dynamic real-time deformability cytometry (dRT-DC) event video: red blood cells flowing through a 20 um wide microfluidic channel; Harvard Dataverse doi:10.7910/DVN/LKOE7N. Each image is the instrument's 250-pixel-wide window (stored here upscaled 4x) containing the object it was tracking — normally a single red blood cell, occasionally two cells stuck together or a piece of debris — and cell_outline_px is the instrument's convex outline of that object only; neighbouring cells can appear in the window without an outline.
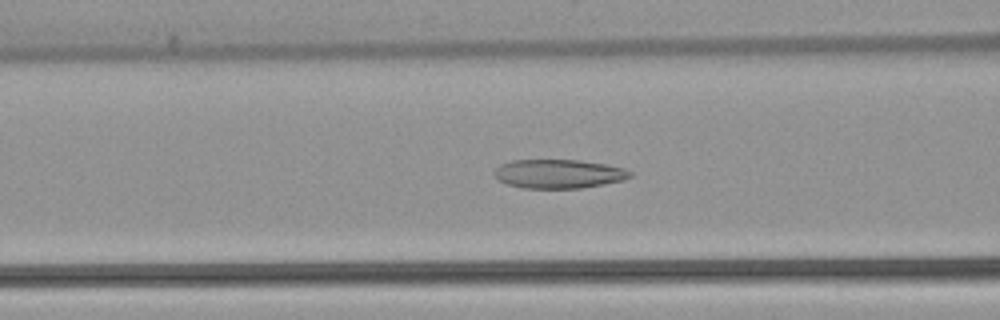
{"species": "common noctule bat (a hibernating species)", "species_latin": "Nyctalus noctula", "temperature_condition": "warm", "stored_images_in_passage": 46, "camera_frame_rate_fps": 3000, "um_per_image_px": 0.085, "animal": {"sex": "female", "body_mass_g": 22.7, "forearm_length_mm": 54.2}, "frame": {"image": 1, "passage_image": 15, "time_ms": 4.667, "image_size_px": [1000, 320], "cell_outline_px": [[632, 176], [624, 180], [604, 184], [580, 188], [524, 188], [508, 184], [500, 180], [492, 172], [500, 164], [512, 160], [580, 160], [608, 164], [624, 168], [632, 172]], "centroid_in_image_um": [47.51, 14.77], "position_along_channel_um": 119.1, "area_um2": 22.95}}
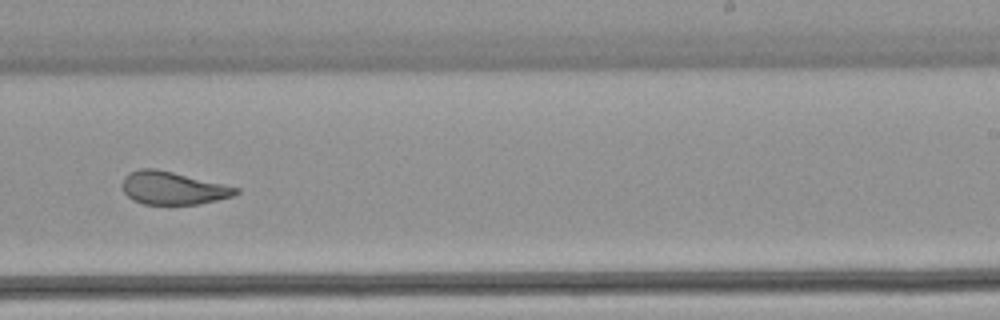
{"frame": {"image": 2, "passage_image": 27, "time_ms": 8.667, "image_size_px": [1000, 320], "cell_outline_px": [[240, 192], [232, 196], [216, 200], [196, 204], [144, 204], [132, 200], [124, 192], [120, 184], [124, 176], [140, 168], [156, 168], [240, 188]], "centroid_in_image_um": [14.66, 15.98], "position_along_channel_um": 274.3, "area_um2": 21.68}}
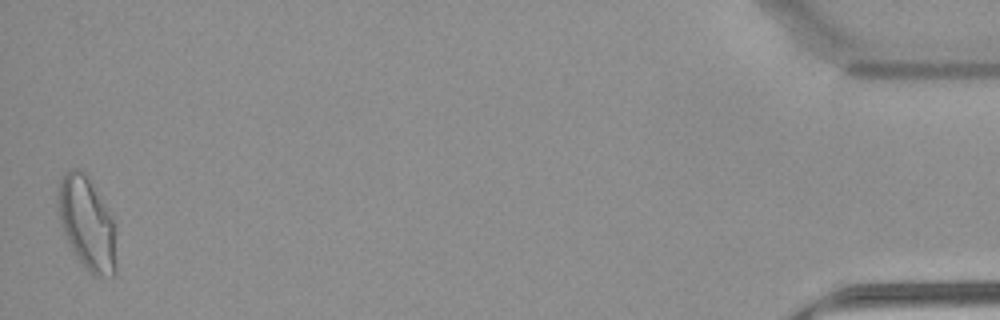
{"frame": {"image": 3, "passage_image": 46, "time_ms": 15.0, "image_size_px": [1000, 320], "cell_outline_px": [[116, 272], [112, 276], [96, 276], [80, 260], [72, 248], [64, 232], [60, 220], [60, 180], [64, 172], [72, 168], [76, 168], [84, 172], [88, 176], [112, 220], [116, 268]], "centroid_in_image_um": [7.4, 18.97], "position_along_channel_um": 427.8, "area_um2": 29.88}, "authors_computed_cell_mechanics": {"area_um2": 24.2182, "velocity_mm_per_s": 3.8857, "shape_relaxation_time_tau1_ms": null, "shape_relaxation_time_tau2_ms": 1.3825, "deformation_change_tau1": null, "deformation_change_tau2": 0.0845}}